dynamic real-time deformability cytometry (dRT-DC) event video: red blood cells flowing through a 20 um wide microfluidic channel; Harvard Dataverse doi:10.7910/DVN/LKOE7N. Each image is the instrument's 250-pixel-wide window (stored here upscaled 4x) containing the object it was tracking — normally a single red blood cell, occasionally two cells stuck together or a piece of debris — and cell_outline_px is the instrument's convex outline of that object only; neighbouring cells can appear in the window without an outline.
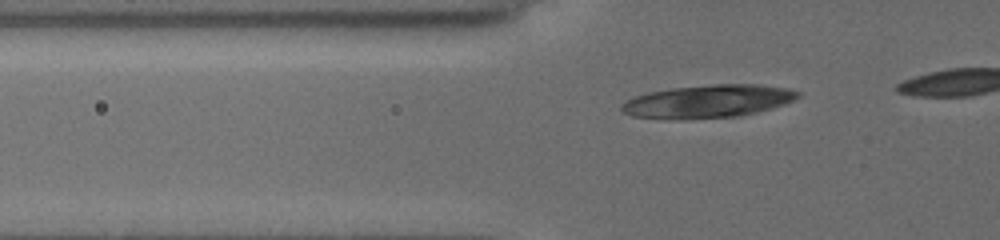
{"species": "common noctule bat (a hibernating species)", "species_latin": "Nyctalus noctula", "temperature_condition": "cold", "stored_images_in_passage": 20, "camera_frame_rate_fps": 3000, "um_per_image_px": 0.085, "animal": {"sex": "female", "body_mass_g": 19.5, "forearm_length_mm": 54.1}, "frame": {"image": 1, "passage_image": 9, "time_ms": 2.667, "image_size_px": [1000, 240], "cell_outline_px": [[796, 96], [792, 100], [768, 108], [740, 116], [632, 116], [624, 112], [620, 108], [628, 100], [636, 96], [648, 92], [672, 88], [712, 84], [756, 84], [784, 88], [796, 92]], "centroid_in_image_um": [60.17, 8.55], "position_along_channel_um": 65.6, "area_um2": 31.62}}
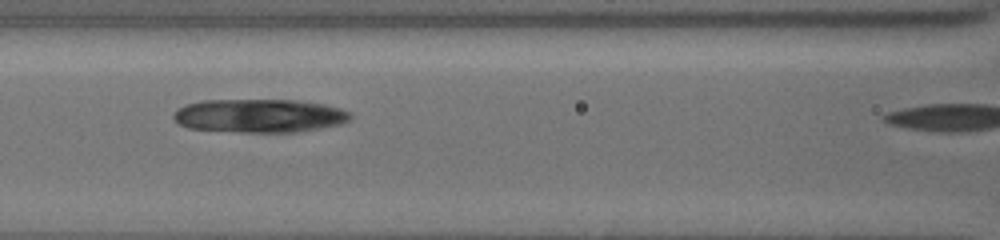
{"frame": {"image": 2, "passage_image": 16, "time_ms": 5.0, "image_size_px": [1000, 240], "cell_outline_px": [[352, 116], [348, 120], [340, 124], [300, 132], [240, 132], [188, 128], [180, 124], [172, 116], [180, 108], [188, 104], [204, 100], [296, 100], [324, 104], [340, 108], [348, 112]], "centroid_in_image_um": [22.07, 9.84], "position_along_channel_um": 144.5, "area_um2": 34.33}}
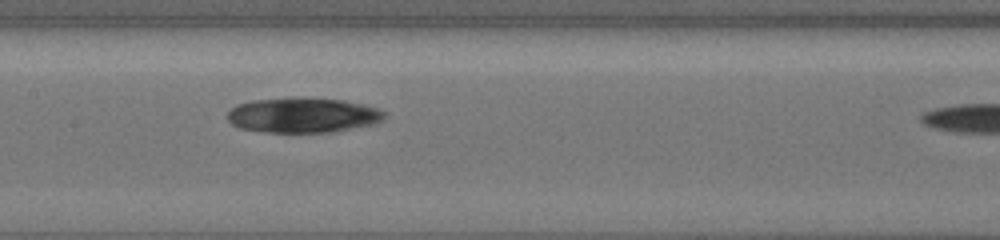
{"frame": {"image": 3, "passage_image": 19, "time_ms": 6.0, "image_size_px": [1000, 240], "cell_outline_px": [[384, 116], [380, 120], [368, 124], [332, 132], [268, 132], [240, 128], [232, 124], [228, 120], [228, 112], [236, 104], [252, 100], [288, 96], [304, 96], [344, 100], [376, 108], [384, 112]], "centroid_in_image_um": [25.65, 9.75], "position_along_channel_um": 181.7, "area_um2": 32.08}}